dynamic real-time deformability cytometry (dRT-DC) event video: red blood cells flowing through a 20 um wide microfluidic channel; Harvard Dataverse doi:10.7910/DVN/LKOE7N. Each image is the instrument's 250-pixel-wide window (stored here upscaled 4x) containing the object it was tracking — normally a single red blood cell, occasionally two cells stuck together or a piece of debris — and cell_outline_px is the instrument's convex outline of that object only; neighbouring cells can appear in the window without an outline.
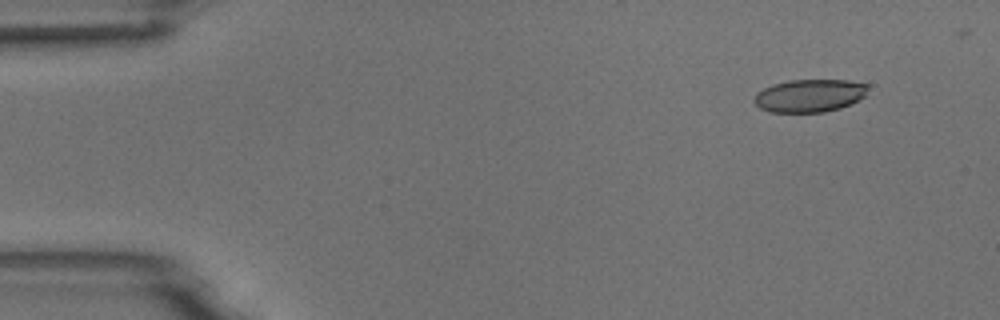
{"species": "common noctule bat (a hibernating species)", "species_latin": "Nyctalus noctula", "temperature_condition": "room temperature", "stored_images_in_passage": 5, "camera_frame_rate_fps": 3000, "um_per_image_px": 0.085, "animal": {"sex": "male", "body_mass_g": 18.8}, "frame": {"image": 1, "passage_image": 2, "time_ms": 0.333, "image_size_px": [1000, 320], "cell_outline_px": [[868, 88], [864, 96], [852, 104], [840, 108], [824, 112], [768, 112], [760, 108], [752, 100], [756, 92], [772, 84], [788, 80], [848, 80], [868, 84]], "centroid_in_image_um": [68.79, 8.13], "position_along_channel_um": 16.2, "area_um2": 21.96}}
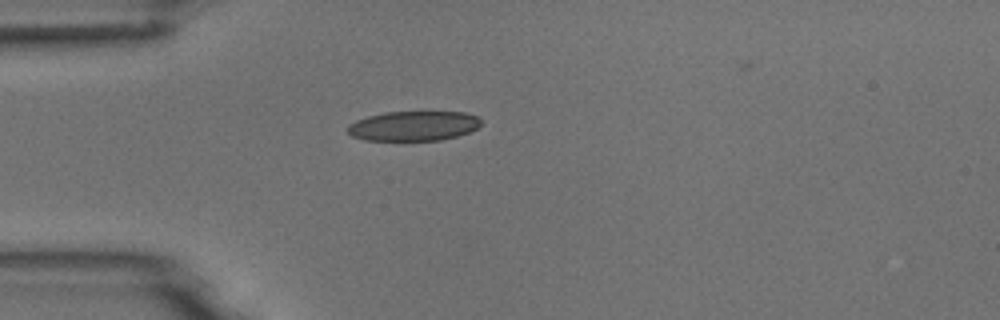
{"frame": {"image": 2, "passage_image": 5, "time_ms": 1.333, "image_size_px": [1000, 320], "cell_outline_px": [[480, 124], [476, 128], [468, 132], [456, 136], [440, 140], [364, 140], [352, 136], [348, 132], [348, 124], [356, 120], [368, 116], [384, 112], [464, 112], [476, 116], [480, 120]], "centroid_in_image_um": [35.11, 10.7], "position_along_channel_um": 49.9, "area_um2": 22.95}}